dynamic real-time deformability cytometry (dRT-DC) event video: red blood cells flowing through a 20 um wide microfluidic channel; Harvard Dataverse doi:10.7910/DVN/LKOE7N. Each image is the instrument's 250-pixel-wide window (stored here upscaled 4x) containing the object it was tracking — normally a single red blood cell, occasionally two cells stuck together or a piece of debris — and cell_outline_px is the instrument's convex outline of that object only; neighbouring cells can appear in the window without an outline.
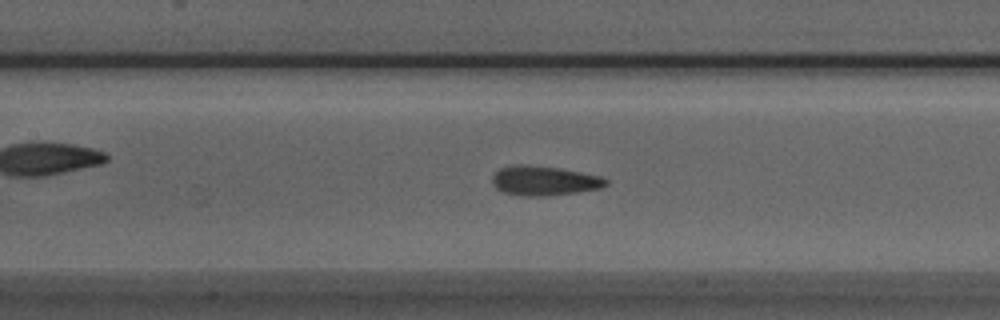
{"species": "Egyptian fruit bat (a non-hibernating species)", "species_latin": "Rousettus aegyptiacus", "temperature_condition": "room temperature", "stored_images_in_passage": 38, "camera_frame_rate_fps": 3000, "um_per_image_px": 0.085, "animal": {"sex": "male"}, "frame": {"image": 1, "passage_image": 9, "time_ms": 2.667, "image_size_px": [1000, 320], "cell_outline_px": [[608, 184], [600, 188], [576, 192], [548, 196], [520, 196], [500, 192], [492, 184], [492, 176], [500, 168], [516, 164], [524, 164], [560, 168], [600, 176], [608, 180]], "centroid_in_image_um": [46.21, 15.37], "position_along_channel_um": 161.2, "area_um2": 19.71}}
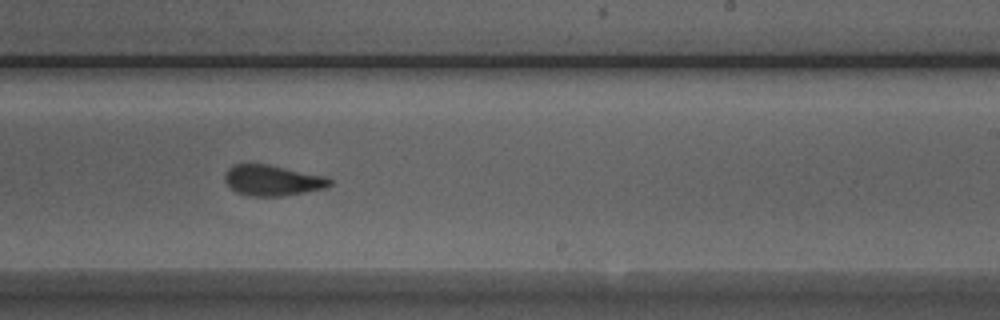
{"frame": {"image": 2, "passage_image": 17, "time_ms": 5.333, "image_size_px": [1000, 320], "cell_outline_px": [[332, 184], [328, 188], [284, 196], [252, 196], [236, 192], [224, 180], [224, 172], [232, 164], [268, 164], [324, 176], [332, 180]], "centroid_in_image_um": [23.16, 15.33], "position_along_channel_um": 265.8, "area_um2": 18.84}}
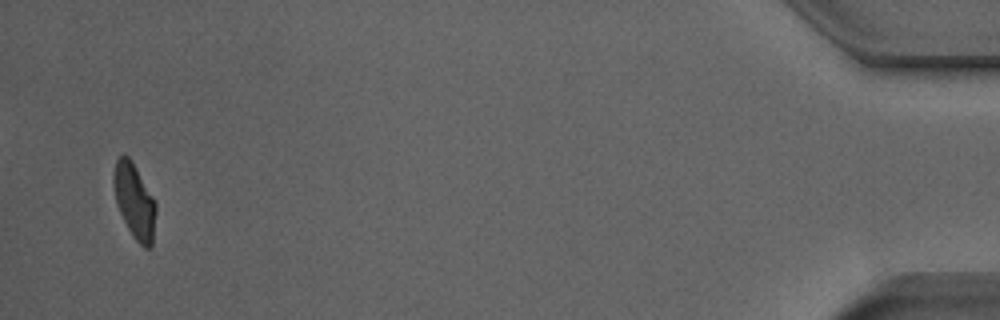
{"frame": {"image": 3, "passage_image": 36, "time_ms": 11.667, "image_size_px": [1000, 320], "cell_outline_px": [[156, 212], [152, 248], [144, 248], [132, 236], [116, 204], [112, 184], [112, 176], [116, 160], [120, 156], [128, 156], [132, 160], [152, 196], [156, 204]], "centroid_in_image_um": [11.42, 17.1], "position_along_channel_um": 423.8, "area_um2": 18.5}, "authors_computed_cell_mechanics": {"area_um2": 19.2185, "velocity_mm_per_s": 3.9417, "shape_relaxation_time_tau1_ms": 5.0536, "shape_relaxation_time_tau2_ms": 1.5412, "deformation_change_tau1": 0.1203, "deformation_change_tau2": 0.0759}}